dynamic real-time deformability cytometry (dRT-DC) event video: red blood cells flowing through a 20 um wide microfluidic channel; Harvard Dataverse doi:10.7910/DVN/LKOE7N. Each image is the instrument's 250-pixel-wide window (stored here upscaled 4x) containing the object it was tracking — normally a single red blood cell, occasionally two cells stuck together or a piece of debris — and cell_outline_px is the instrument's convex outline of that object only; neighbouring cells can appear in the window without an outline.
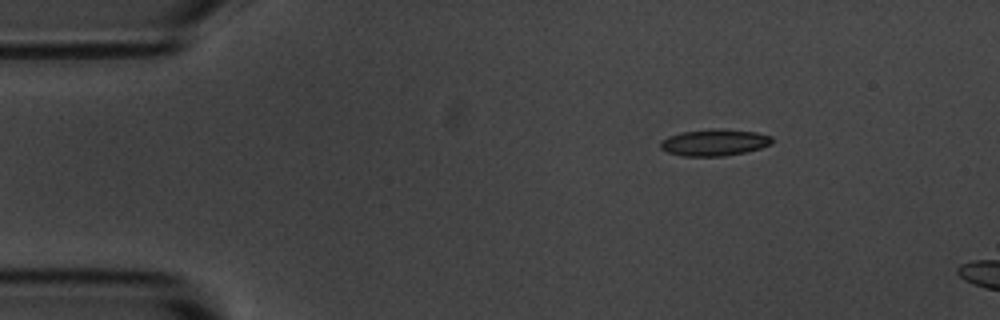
{"species": "common noctule bat (a hibernating species)", "species_latin": "Nyctalus noctula", "temperature_condition": "room temperature", "stored_images_in_passage": 5, "camera_frame_rate_fps": 3000, "um_per_image_px": 0.085, "animal": {"sex": "male", "body_mass_g": 20.1, "forearm_length_mm": 53.5}, "frame": {"image": 1, "passage_image": 1, "time_ms": 0.0, "image_size_px": [1000, 320], "cell_outline_px": [[772, 144], [760, 148], [744, 152], [724, 156], [684, 156], [668, 152], [660, 148], [660, 144], [668, 136], [680, 132], [716, 128], [720, 128], [756, 132], [772, 136]], "centroid_in_image_um": [60.74, 12.1], "position_along_channel_um": 24.3, "area_um2": 17.28}}